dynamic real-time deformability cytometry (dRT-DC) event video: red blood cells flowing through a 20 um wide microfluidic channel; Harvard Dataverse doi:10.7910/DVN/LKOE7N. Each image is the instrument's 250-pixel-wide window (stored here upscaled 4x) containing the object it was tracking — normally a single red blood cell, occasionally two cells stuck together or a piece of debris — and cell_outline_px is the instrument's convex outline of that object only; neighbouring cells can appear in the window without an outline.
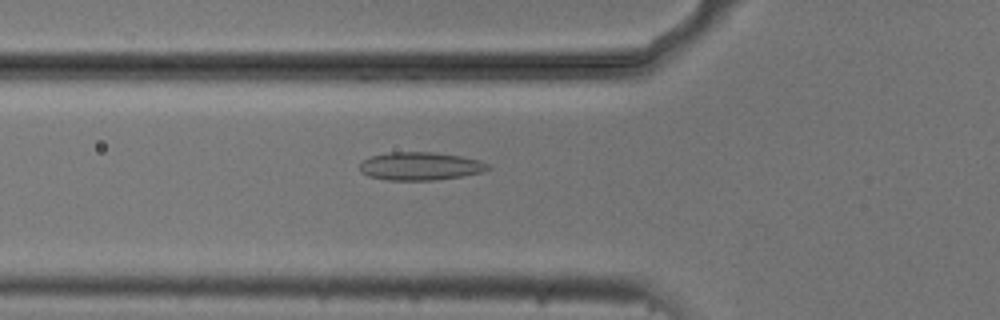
{"species": "common noctule bat (a hibernating species)", "species_latin": "Nyctalus noctula", "temperature_condition": "cold", "stored_images_in_passage": 39, "camera_frame_rate_fps": 3000, "um_per_image_px": 0.085, "animal": {"sex": "male", "body_mass_g": 20.5, "forearm_length_mm": 52.5}, "frame": {"image": 1, "passage_image": 6, "time_ms": 1.667, "image_size_px": [1000, 320], "cell_outline_px": [[492, 168], [480, 172], [460, 176], [436, 180], [388, 180], [368, 176], [360, 172], [360, 164], [368, 156], [388, 152], [436, 152], [460, 156], [480, 160], [488, 164]], "centroid_in_image_um": [35.69, 14.11], "position_along_channel_um": 90.1, "area_um2": 21.04}}
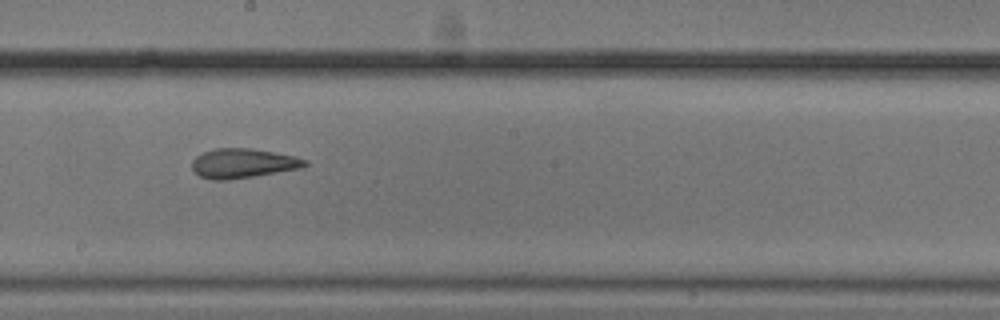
{"frame": {"image": 2, "passage_image": 17, "time_ms": 5.333, "image_size_px": [1000, 320], "cell_outline_px": [[308, 164], [300, 168], [228, 180], [212, 180], [200, 176], [192, 168], [192, 160], [196, 156], [204, 152], [216, 148], [252, 148], [296, 156], [308, 160]], "centroid_in_image_um": [20.65, 13.87], "position_along_channel_um": 227.5, "area_um2": 19.31}}
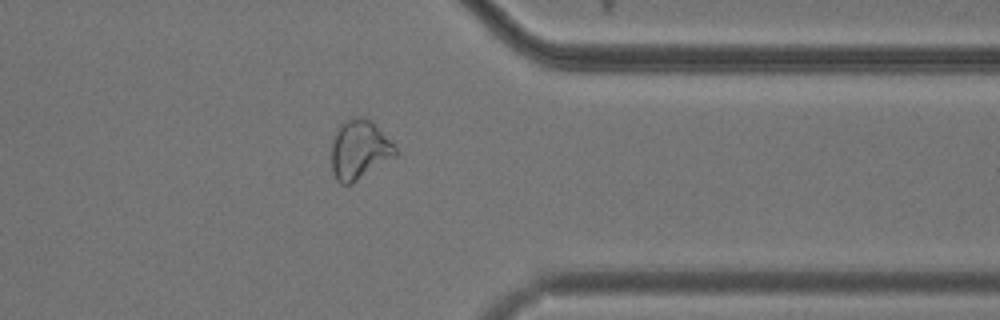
{"frame": {"image": 3, "passage_image": 30, "time_ms": 9.667, "image_size_px": [1000, 320], "cell_outline_px": [[400, 152], [396, 156], [352, 184], [340, 184], [336, 180], [332, 172], [332, 140], [336, 128], [348, 116], [364, 116], [372, 120]], "centroid_in_image_um": [30.53, 12.7], "position_along_channel_um": 380.9, "area_um2": 22.6}, "authors_computed_cell_mechanics": {"area_um2": 20.1722, "velocity_mm_per_s": 3.7259, "shape_relaxation_time_tau1_ms": null, "shape_relaxation_time_tau2_ms": 2.3888, "deformation_change_tau1": null, "deformation_change_tau2": 0.0844}}